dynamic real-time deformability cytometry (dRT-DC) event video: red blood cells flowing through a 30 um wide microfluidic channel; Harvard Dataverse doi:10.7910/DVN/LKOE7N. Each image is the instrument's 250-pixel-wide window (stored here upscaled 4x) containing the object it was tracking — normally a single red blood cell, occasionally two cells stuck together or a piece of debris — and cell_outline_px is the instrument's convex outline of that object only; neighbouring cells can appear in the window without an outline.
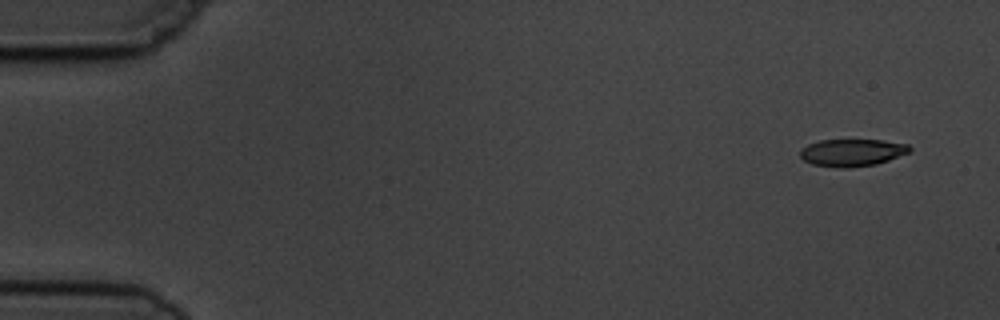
{"species": "common noctule bat (a hibernating species)", "species_latin": "Nyctalus noctula", "temperature_condition": "cold", "stored_images_in_passage": 3, "camera_frame_rate_fps": 3000, "um_per_image_px": 0.085, "animal": {"sex": "male", "body_mass_g": 19.5, "forearm_length_mm": 54.6}, "frame": {"image": 1, "passage_image": 1, "time_ms": 0.0, "image_size_px": [1000, 320], "cell_outline_px": [[912, 152], [876, 164], [848, 168], [840, 168], [812, 164], [804, 160], [800, 156], [800, 148], [808, 144], [820, 140], [884, 140], [908, 144], [912, 148]], "centroid_in_image_um": [72.45, 12.96], "position_along_channel_um": 12.6, "area_um2": 17.57}}